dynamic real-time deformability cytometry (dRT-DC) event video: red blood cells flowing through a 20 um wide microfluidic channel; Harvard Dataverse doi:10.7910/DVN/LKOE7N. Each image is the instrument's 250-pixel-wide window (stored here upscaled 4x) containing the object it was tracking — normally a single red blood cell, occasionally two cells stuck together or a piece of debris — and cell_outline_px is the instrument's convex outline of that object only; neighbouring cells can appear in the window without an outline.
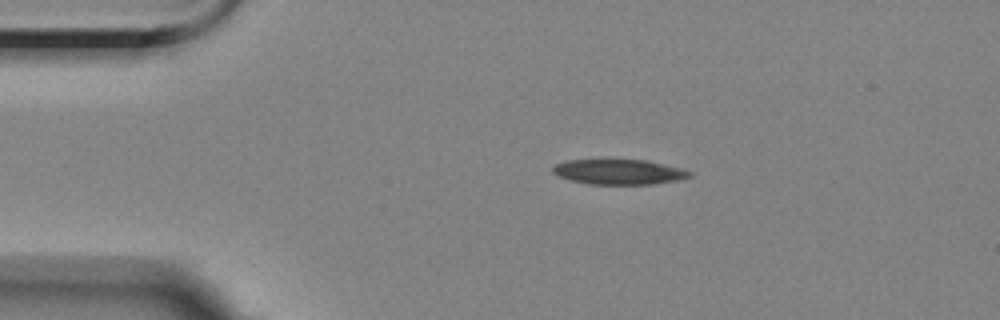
{"species": "Egyptian fruit bat (a non-hibernating species)", "species_latin": "Rousettus aegyptiacus", "temperature_condition": "room temperature", "stored_images_in_passage": 5, "camera_frame_rate_fps": 3000, "um_per_image_px": 0.085, "animal": {"sex": "female"}, "frame": {"image": 1, "passage_image": 2, "time_ms": 1.333, "image_size_px": [1000, 320], "cell_outline_px": [[692, 176], [680, 180], [652, 184], [588, 184], [556, 176], [552, 172], [552, 168], [556, 164], [564, 160], [644, 160], [680, 168], [692, 172]], "centroid_in_image_um": [52.58, 14.62], "position_along_channel_um": 32.4, "area_um2": 19.94}}
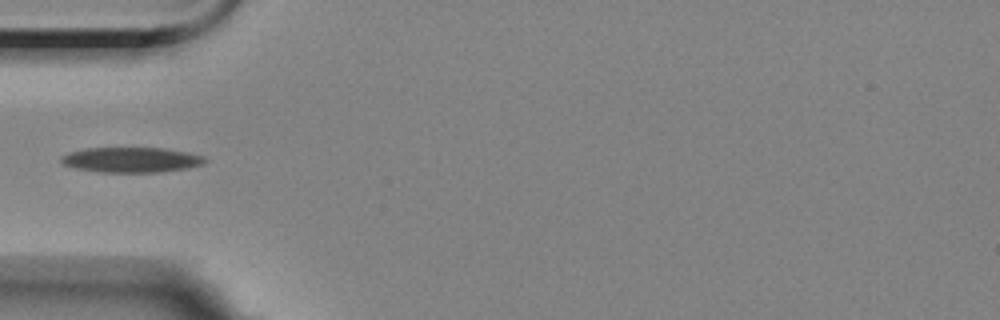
{"frame": {"image": 2, "passage_image": 4, "time_ms": 3.667, "image_size_px": [1000, 320], "cell_outline_px": [[208, 160], [204, 164], [188, 168], [160, 172], [100, 172], [76, 168], [64, 164], [60, 160], [60, 156], [68, 152], [84, 148], [164, 148], [204, 156]], "centroid_in_image_um": [11.15, 13.58], "position_along_channel_um": 73.8, "area_um2": 21.1}}
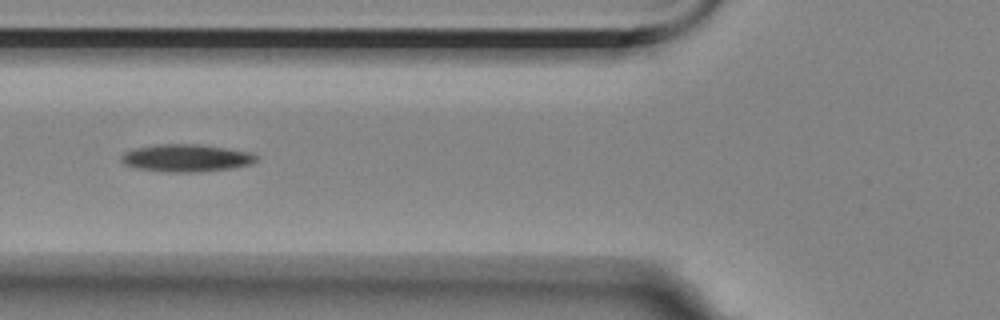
{"frame": {"image": 3, "passage_image": 5, "time_ms": 4.667, "image_size_px": [1000, 320], "cell_outline_px": [[260, 156], [252, 164], [232, 168], [200, 172], [168, 172], [136, 168], [124, 164], [120, 160], [120, 156], [124, 152], [132, 148], [152, 144], [200, 144], [252, 152]], "centroid_in_image_um": [15.82, 13.42], "position_along_channel_um": 110.0, "area_um2": 22.02}}